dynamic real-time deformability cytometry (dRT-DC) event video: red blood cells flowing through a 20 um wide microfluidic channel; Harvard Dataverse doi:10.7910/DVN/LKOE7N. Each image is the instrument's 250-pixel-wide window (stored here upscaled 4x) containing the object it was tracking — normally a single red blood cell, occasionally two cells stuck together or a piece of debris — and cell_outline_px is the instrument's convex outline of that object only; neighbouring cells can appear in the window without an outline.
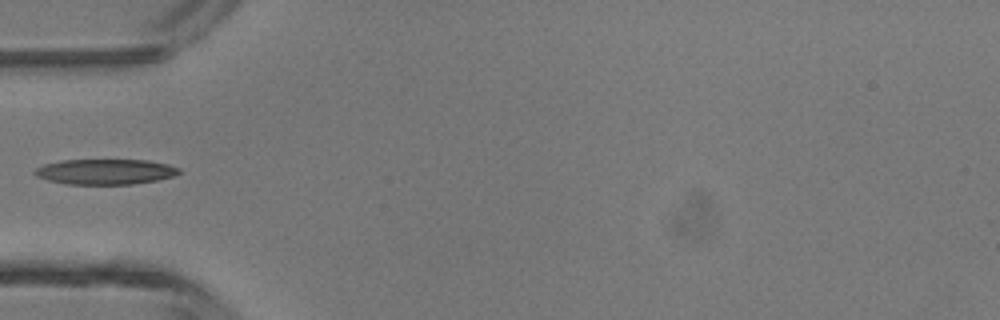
{"species": "common noctule bat (a hibernating species)", "species_latin": "Nyctalus noctula", "temperature_condition": "room temperature", "stored_images_in_passage": 5, "camera_frame_rate_fps": 3000, "um_per_image_px": 0.085, "animal": {"sex": "male", "body_mass_g": 13.3}, "frame": {"image": 1, "passage_image": 5, "time_ms": 1.333, "image_size_px": [1000, 320], "cell_outline_px": [[180, 172], [176, 176], [156, 180], [132, 184], [64, 184], [48, 180], [36, 176], [32, 172], [36, 168], [44, 164], [60, 160], [148, 160], [168, 164], [180, 168]], "centroid_in_image_um": [8.94, 14.59], "position_along_channel_um": 76.1, "area_um2": 21.44}}